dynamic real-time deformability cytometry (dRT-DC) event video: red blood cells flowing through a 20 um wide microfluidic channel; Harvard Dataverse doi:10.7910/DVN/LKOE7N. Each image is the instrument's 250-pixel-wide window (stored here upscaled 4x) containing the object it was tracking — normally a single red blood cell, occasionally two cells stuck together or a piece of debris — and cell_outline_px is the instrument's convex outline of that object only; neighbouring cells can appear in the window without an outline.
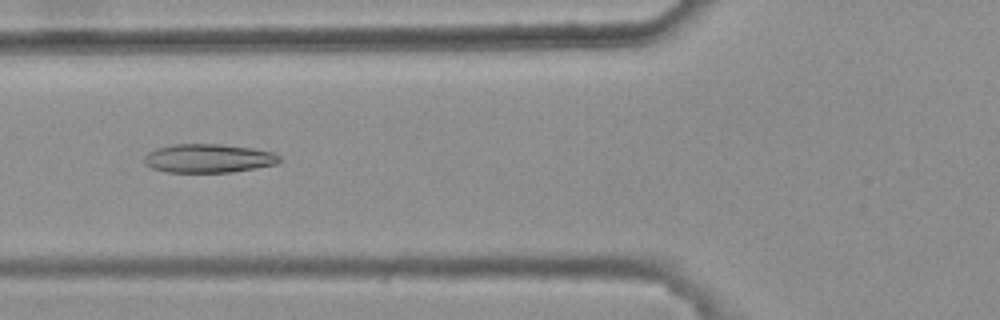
{"species": "common noctule bat (a hibernating species)", "species_latin": "Nyctalus noctula", "temperature_condition": "warm", "stored_images_in_passage": 41, "camera_frame_rate_fps": 3000, "um_per_image_px": 0.085, "animal": {"sex": "female", "body_mass_g": 25.1}, "frame": {"image": 1, "passage_image": 10, "time_ms": 3.0, "image_size_px": [1000, 320], "cell_outline_px": [[280, 160], [276, 164], [232, 172], [168, 172], [152, 168], [144, 164], [144, 156], [148, 152], [156, 148], [172, 144], [220, 144], [252, 148], [272, 152], [280, 156]], "centroid_in_image_um": [17.68, 13.45], "position_along_channel_um": 108.1, "area_um2": 22.6}}
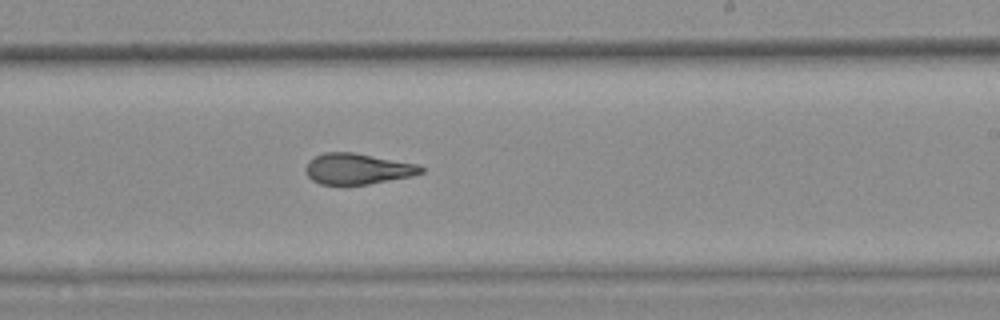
{"frame": {"image": 2, "passage_image": 22, "time_ms": 7.0, "image_size_px": [1000, 320], "cell_outline_px": [[424, 172], [412, 176], [368, 184], [320, 184], [312, 180], [308, 176], [304, 168], [308, 160], [324, 152], [352, 152], [416, 164], [424, 168]], "centroid_in_image_um": [30.36, 14.35], "position_along_channel_um": 258.6, "area_um2": 20.58}}
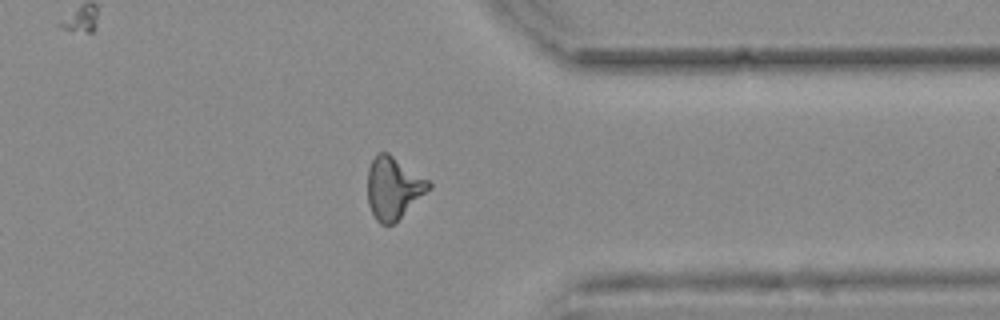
{"frame": {"image": 3, "passage_image": 32, "time_ms": 10.333, "image_size_px": [1000, 320], "cell_outline_px": [[432, 188], [392, 224], [380, 224], [376, 220], [368, 204], [368, 168], [376, 152], [388, 152], [428, 180], [432, 184]], "centroid_in_image_um": [33.43, 15.95], "position_along_channel_um": 378.0, "area_um2": 21.96}, "authors_computed_cell_mechanics": {"area_um2": 21.5016, "velocity_mm_per_s": 3.761, "shape_relaxation_time_tau1_ms": null, "shape_relaxation_time_tau2_ms": 2.3729, "deformation_change_tau1": null, "deformation_change_tau2": 0.1119}}